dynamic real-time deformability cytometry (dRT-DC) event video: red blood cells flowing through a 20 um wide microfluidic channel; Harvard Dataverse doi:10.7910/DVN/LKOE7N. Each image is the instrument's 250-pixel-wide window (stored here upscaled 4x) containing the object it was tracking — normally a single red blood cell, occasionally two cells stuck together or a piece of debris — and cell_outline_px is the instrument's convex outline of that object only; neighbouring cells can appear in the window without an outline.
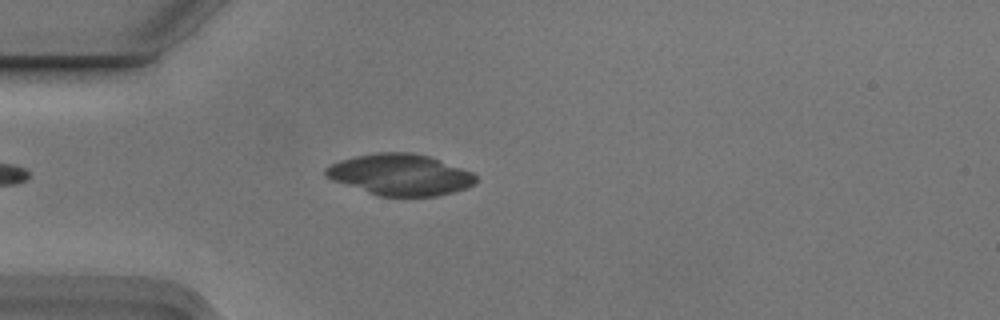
{"species": "Egyptian fruit bat (a non-hibernating species)", "species_latin": "Rousettus aegyptiacus", "temperature_condition": "cold", "stored_images_in_passage": 4, "camera_frame_rate_fps": 3000, "um_per_image_px": 0.085, "animal": {"sex": "male"}, "frame": {"image": 1, "passage_image": 4, "time_ms": 1.0, "image_size_px": [1000, 320], "cell_outline_px": [[476, 180], [472, 184], [464, 188], [452, 192], [436, 196], [380, 196], [332, 180], [324, 176], [324, 168], [340, 160], [356, 156], [376, 152], [412, 152], [428, 156], [472, 172], [476, 176]], "centroid_in_image_um": [33.98, 14.84], "position_along_channel_um": 51.0, "area_um2": 35.72}}